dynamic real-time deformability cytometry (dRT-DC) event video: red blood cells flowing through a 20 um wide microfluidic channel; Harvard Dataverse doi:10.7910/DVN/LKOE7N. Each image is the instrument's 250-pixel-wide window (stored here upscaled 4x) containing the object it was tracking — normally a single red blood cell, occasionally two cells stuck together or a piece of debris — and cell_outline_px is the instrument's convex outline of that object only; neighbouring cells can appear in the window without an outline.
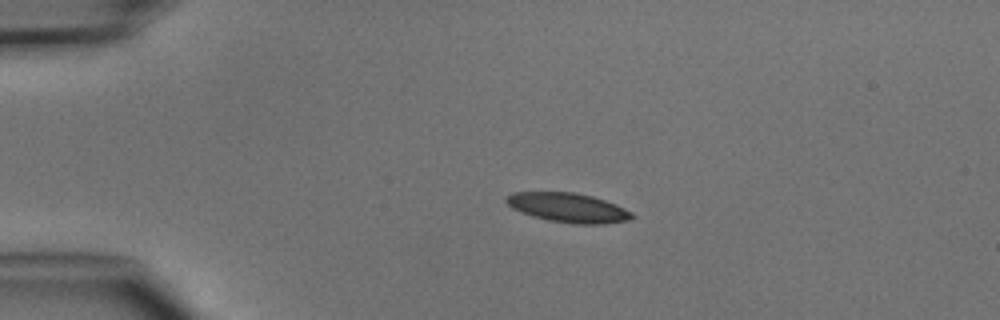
{"species": "common noctule bat (a hibernating species)", "species_latin": "Nyctalus noctula", "temperature_condition": "cold", "stored_images_in_passage": 3, "camera_frame_rate_fps": 3000, "um_per_image_px": 0.085, "animal": {"sex": "male", "body_mass_g": 15.6}, "frame": {"image": 1, "passage_image": 2, "time_ms": 1.333, "image_size_px": [1000, 320], "cell_outline_px": [[632, 216], [628, 220], [604, 224], [576, 224], [548, 220], [532, 216], [512, 208], [504, 200], [512, 192], [572, 192], [592, 196], [616, 204], [632, 212]], "centroid_in_image_um": [48.27, 17.65], "position_along_channel_um": 36.7, "area_um2": 21.33}}